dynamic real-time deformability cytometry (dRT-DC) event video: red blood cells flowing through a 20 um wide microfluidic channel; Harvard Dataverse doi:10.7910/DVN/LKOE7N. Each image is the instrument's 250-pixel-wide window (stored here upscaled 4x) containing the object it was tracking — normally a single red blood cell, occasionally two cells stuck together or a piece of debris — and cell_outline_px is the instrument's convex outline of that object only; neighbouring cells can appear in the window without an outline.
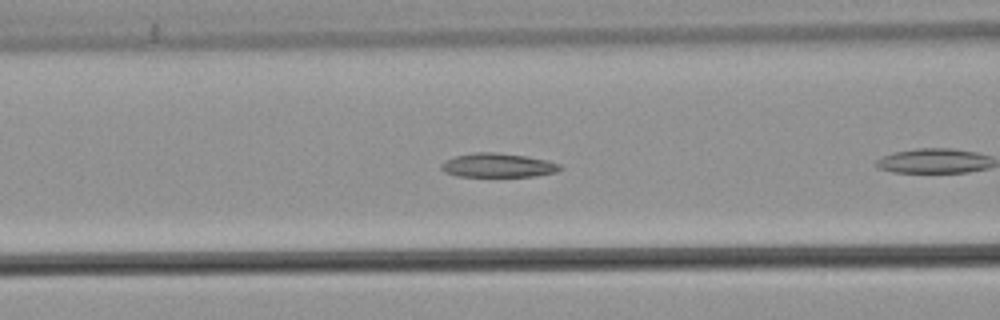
{"species": "common noctule bat (a hibernating species)", "species_latin": "Nyctalus noctula", "temperature_condition": "warm", "stored_images_in_passage": 15, "camera_frame_rate_fps": 3000, "um_per_image_px": 0.085, "animal": {"sex": "male", "body_mass_g": 21.5, "forearm_length_mm": 52.0}, "frame": {"image": 1, "passage_image": 7, "time_ms": 2.0, "image_size_px": [1000, 320], "cell_outline_px": [[564, 168], [556, 172], [536, 176], [456, 176], [444, 172], [440, 168], [440, 164], [444, 160], [456, 156], [476, 152], [492, 152], [524, 156], [548, 160], [560, 164]], "centroid_in_image_um": [42.31, 14.05], "position_along_channel_um": 124.3, "area_um2": 16.65}}